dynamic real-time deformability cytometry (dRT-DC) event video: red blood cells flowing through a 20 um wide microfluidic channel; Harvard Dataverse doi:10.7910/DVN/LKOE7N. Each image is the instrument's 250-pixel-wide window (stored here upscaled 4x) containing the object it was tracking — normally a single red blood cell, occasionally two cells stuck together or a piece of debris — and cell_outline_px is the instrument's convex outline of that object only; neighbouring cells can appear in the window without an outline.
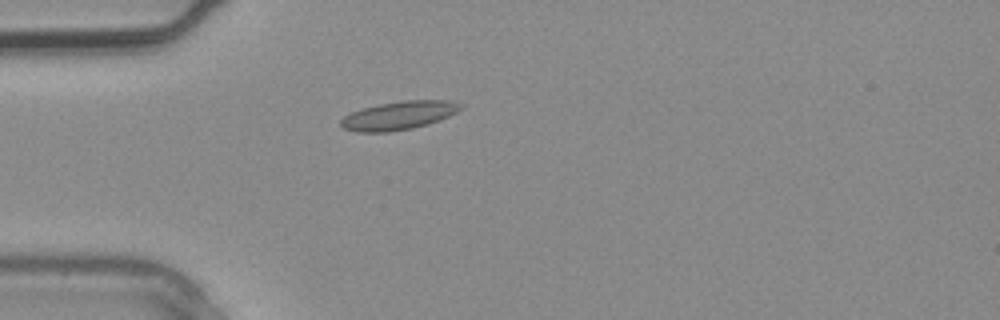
{"species": "common noctule bat (a hibernating species)", "species_latin": "Nyctalus noctula", "temperature_condition": "warm", "stored_images_in_passage": 1, "camera_frame_rate_fps": 3000, "um_per_image_px": 0.085, "animal": {"sex": "male", "body_mass_g": 20.4}, "frame": {"image": 1, "passage_image": 1, "time_ms": 0.0, "image_size_px": [1000, 320], "cell_outline_px": [[464, 104], [456, 112], [440, 120], [428, 124], [412, 128], [388, 132], [356, 132], [344, 128], [340, 124], [340, 120], [344, 116], [352, 112], [364, 108], [380, 104], [404, 100], [448, 100]], "centroid_in_image_um": [33.9, 9.82], "position_along_channel_um": 51.1, "area_um2": 19.71}}